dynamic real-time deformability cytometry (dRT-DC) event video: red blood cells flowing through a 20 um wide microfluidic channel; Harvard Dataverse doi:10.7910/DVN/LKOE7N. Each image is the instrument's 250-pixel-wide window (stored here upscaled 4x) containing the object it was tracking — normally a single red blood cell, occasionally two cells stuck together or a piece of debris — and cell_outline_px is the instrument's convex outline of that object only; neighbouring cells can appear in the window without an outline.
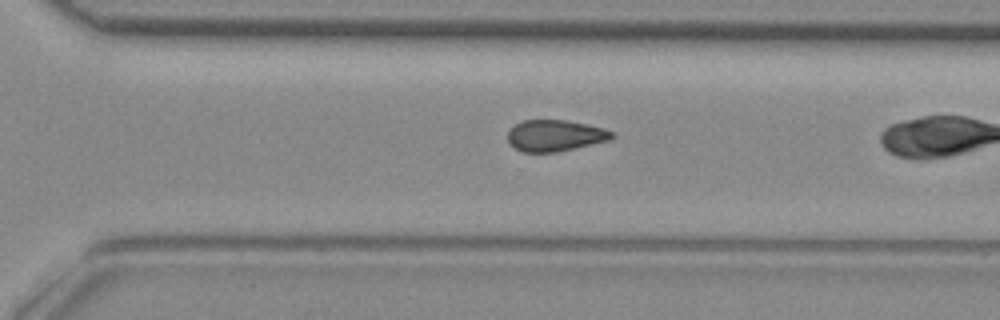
{"species": "common noctule bat (a hibernating species)", "species_latin": "Nyctalus noctula", "temperature_condition": "room temperature", "stored_images_in_passage": 30, "camera_frame_rate_fps": 3000, "um_per_image_px": 0.085, "animal": {"sex": "female", "body_mass_g": 29.2, "forearm_length_mm": 56.3}, "frame": {"image": 1, "passage_image": 24, "time_ms": 7.667, "image_size_px": [1000, 320], "cell_outline_px": [[616, 136], [608, 140], [556, 152], [524, 152], [516, 148], [508, 140], [508, 132], [520, 120], [568, 120], [604, 128], [612, 132]], "centroid_in_image_um": [47.18, 11.51], "position_along_channel_um": 323.4, "area_um2": 18.79}}